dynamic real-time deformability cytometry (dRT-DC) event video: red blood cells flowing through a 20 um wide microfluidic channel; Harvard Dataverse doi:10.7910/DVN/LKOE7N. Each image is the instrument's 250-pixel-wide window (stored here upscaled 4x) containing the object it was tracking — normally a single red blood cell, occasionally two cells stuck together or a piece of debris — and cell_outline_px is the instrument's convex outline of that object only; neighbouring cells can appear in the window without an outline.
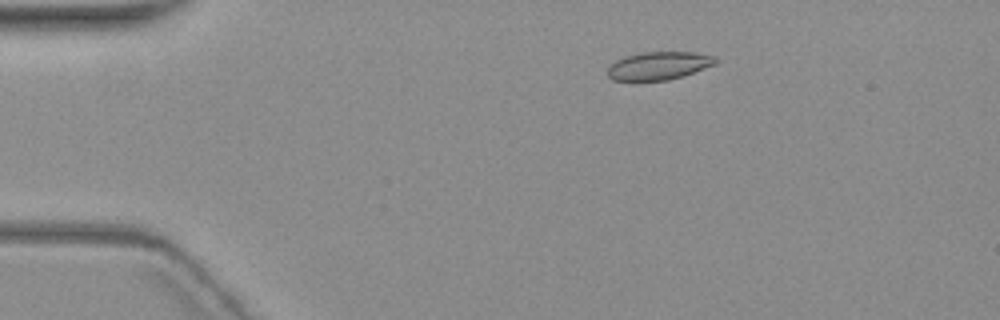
{"species": "common noctule bat (a hibernating species)", "species_latin": "Nyctalus noctula", "temperature_condition": "warm", "stored_images_in_passage": 6, "camera_frame_rate_fps": 3000, "um_per_image_px": 0.085, "animal": {"sex": "female", "body_mass_g": 19.3, "forearm_length_mm": 54.1}, "frame": {"image": 1, "passage_image": 3, "time_ms": 3.0, "image_size_px": [1000, 320], "cell_outline_px": [[720, 60], [716, 64], [684, 76], [668, 80], [636, 84], [612, 80], [608, 76], [608, 64], [624, 56], [644, 52], [692, 52], [716, 56]], "centroid_in_image_um": [55.94, 5.64], "position_along_channel_um": 29.1, "area_um2": 18.61}}
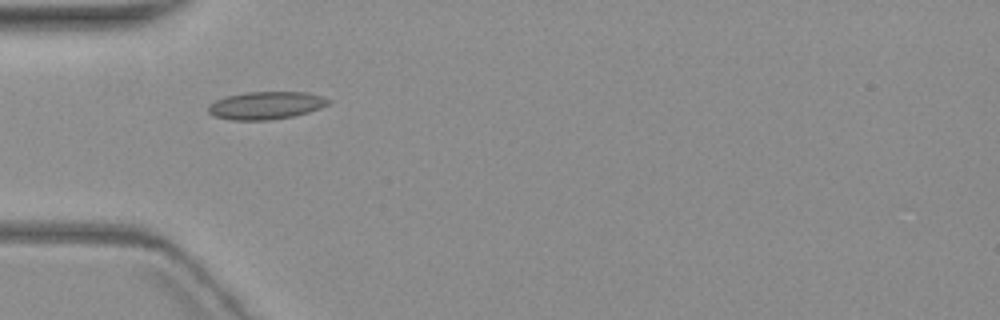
{"frame": {"image": 2, "passage_image": 5, "time_ms": 5.667, "image_size_px": [1000, 320], "cell_outline_px": [[332, 100], [328, 104], [320, 108], [308, 112], [292, 116], [268, 120], [232, 120], [212, 116], [208, 112], [208, 104], [216, 100], [228, 96], [244, 92], [308, 92]], "centroid_in_image_um": [22.58, 8.96], "position_along_channel_um": 62.4, "area_um2": 19.36}}
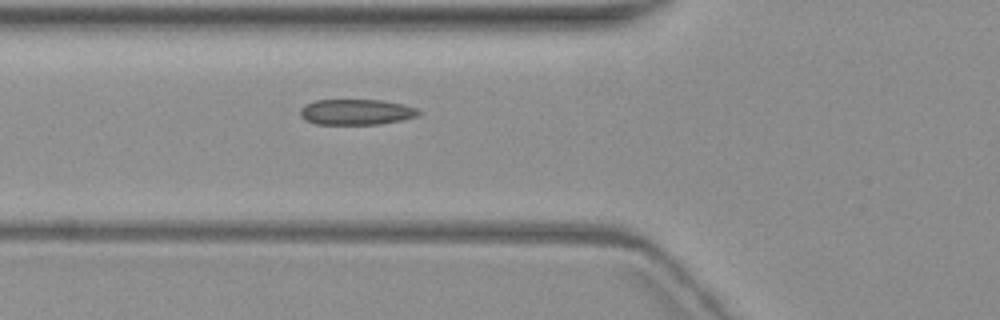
{"frame": {"image": 3, "passage_image": 6, "time_ms": 6.667, "image_size_px": [1000, 320], "cell_outline_px": [[420, 112], [416, 116], [400, 120], [380, 124], [316, 124], [304, 120], [300, 116], [300, 108], [304, 104], [316, 100], [380, 100], [404, 104], [416, 108]], "centroid_in_image_um": [30.23, 9.52], "position_along_channel_um": 95.6, "area_um2": 17.69}}